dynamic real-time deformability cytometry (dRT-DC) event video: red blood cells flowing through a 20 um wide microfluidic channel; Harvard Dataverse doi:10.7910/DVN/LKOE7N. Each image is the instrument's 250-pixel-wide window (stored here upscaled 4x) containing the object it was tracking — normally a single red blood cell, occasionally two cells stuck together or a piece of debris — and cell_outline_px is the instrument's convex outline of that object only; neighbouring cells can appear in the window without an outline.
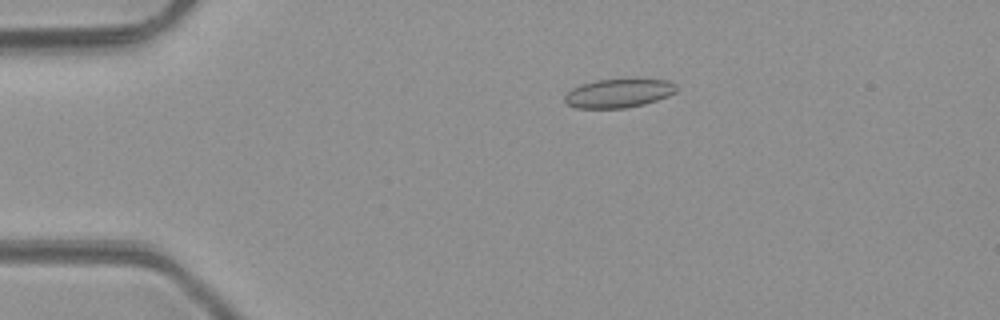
{"species": "common noctule bat (a hibernating species)", "species_latin": "Nyctalus noctula", "temperature_condition": "room temperature", "stored_images_in_passage": 3, "camera_frame_rate_fps": 3000, "um_per_image_px": 0.085, "animal": {"sex": "male", "body_mass_g": 23.1, "forearm_length_mm": 52.7}, "frame": {"image": 1, "passage_image": 2, "time_ms": 1.0, "image_size_px": [1000, 320], "cell_outline_px": [[676, 92], [668, 96], [644, 104], [624, 108], [576, 108], [568, 104], [564, 100], [564, 96], [572, 88], [580, 84], [596, 80], [668, 80], [676, 84]], "centroid_in_image_um": [52.56, 7.93], "position_along_channel_um": 32.4, "area_um2": 18.5}}